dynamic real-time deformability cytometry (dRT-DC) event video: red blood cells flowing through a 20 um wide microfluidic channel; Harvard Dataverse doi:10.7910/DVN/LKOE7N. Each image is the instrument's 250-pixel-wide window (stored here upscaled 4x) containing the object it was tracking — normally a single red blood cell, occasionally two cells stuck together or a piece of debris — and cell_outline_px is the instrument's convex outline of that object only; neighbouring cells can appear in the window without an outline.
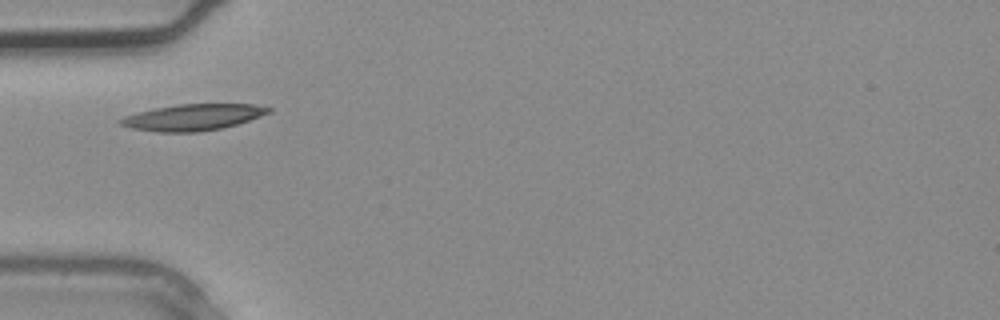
{"species": "common noctule bat (a hibernating species)", "species_latin": "Nyctalus noctula", "temperature_condition": "warm", "stored_images_in_passage": 4, "camera_frame_rate_fps": 3000, "um_per_image_px": 0.085, "animal": {"sex": "male", "body_mass_g": 20.4}, "frame": {"image": 1, "passage_image": 4, "time_ms": 1.0, "image_size_px": [1000, 320], "cell_outline_px": [[272, 112], [236, 124], [220, 128], [196, 132], [156, 132], [132, 128], [120, 124], [116, 120], [124, 116], [136, 112], [156, 108], [180, 104], [252, 104], [272, 108]], "centroid_in_image_um": [16.36, 9.96], "position_along_channel_um": 68.6, "area_um2": 22.54}}